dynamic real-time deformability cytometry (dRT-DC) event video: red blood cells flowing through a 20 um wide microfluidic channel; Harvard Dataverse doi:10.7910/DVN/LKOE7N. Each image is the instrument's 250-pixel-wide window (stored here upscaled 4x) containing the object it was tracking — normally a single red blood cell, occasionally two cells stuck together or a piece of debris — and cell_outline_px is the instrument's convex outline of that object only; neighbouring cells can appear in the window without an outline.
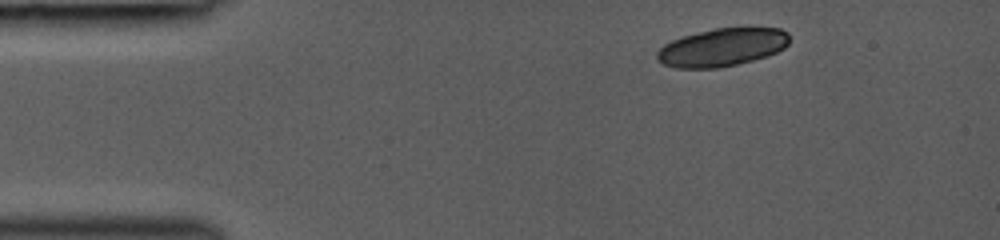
{"species": "common noctule bat (a hibernating species)", "species_latin": "Nyctalus noctula", "temperature_condition": "room temperature", "stored_images_in_passage": 3, "camera_frame_rate_fps": 3000, "um_per_image_px": 0.085, "animal": {"sex": "female", "body_mass_g": 19.0, "forearm_length_mm": 53.3}, "frame": {"image": 1, "passage_image": 1, "time_ms": 0.0, "image_size_px": [1000, 240], "cell_outline_px": [[788, 44], [784, 48], [768, 56], [720, 68], [676, 68], [664, 64], [656, 60], [656, 52], [664, 44], [672, 40], [684, 36], [712, 28], [780, 28], [788, 32]], "centroid_in_image_um": [61.36, 4.03], "position_along_channel_um": 23.6, "area_um2": 29.3}}